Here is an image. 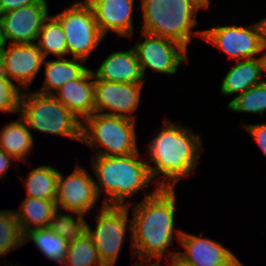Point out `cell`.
<instances>
[{
    "label": "cell",
    "mask_w": 266,
    "mask_h": 266,
    "mask_svg": "<svg viewBox=\"0 0 266 266\" xmlns=\"http://www.w3.org/2000/svg\"><path fill=\"white\" fill-rule=\"evenodd\" d=\"M202 147L200 135L166 119L161 131L147 145L150 157L147 163L153 183L157 182L155 185L159 188H175L178 181L195 172ZM150 162L155 165L152 166ZM159 175L164 177L163 181Z\"/></svg>",
    "instance_id": "2"
},
{
    "label": "cell",
    "mask_w": 266,
    "mask_h": 266,
    "mask_svg": "<svg viewBox=\"0 0 266 266\" xmlns=\"http://www.w3.org/2000/svg\"><path fill=\"white\" fill-rule=\"evenodd\" d=\"M48 4L46 0H0V14L17 10L22 6Z\"/></svg>",
    "instance_id": "32"
},
{
    "label": "cell",
    "mask_w": 266,
    "mask_h": 266,
    "mask_svg": "<svg viewBox=\"0 0 266 266\" xmlns=\"http://www.w3.org/2000/svg\"><path fill=\"white\" fill-rule=\"evenodd\" d=\"M23 91L0 70V112L19 114Z\"/></svg>",
    "instance_id": "30"
},
{
    "label": "cell",
    "mask_w": 266,
    "mask_h": 266,
    "mask_svg": "<svg viewBox=\"0 0 266 266\" xmlns=\"http://www.w3.org/2000/svg\"><path fill=\"white\" fill-rule=\"evenodd\" d=\"M135 124L132 119L95 112L82 121L81 143L96 151L93 156L131 155L140 151Z\"/></svg>",
    "instance_id": "6"
},
{
    "label": "cell",
    "mask_w": 266,
    "mask_h": 266,
    "mask_svg": "<svg viewBox=\"0 0 266 266\" xmlns=\"http://www.w3.org/2000/svg\"><path fill=\"white\" fill-rule=\"evenodd\" d=\"M141 37L144 41L133 48L143 77L147 68L160 74L173 75L180 64L188 60V50L173 40L143 31Z\"/></svg>",
    "instance_id": "10"
},
{
    "label": "cell",
    "mask_w": 266,
    "mask_h": 266,
    "mask_svg": "<svg viewBox=\"0 0 266 266\" xmlns=\"http://www.w3.org/2000/svg\"><path fill=\"white\" fill-rule=\"evenodd\" d=\"M143 83H117L94 80L95 112L136 121L133 112L140 105Z\"/></svg>",
    "instance_id": "12"
},
{
    "label": "cell",
    "mask_w": 266,
    "mask_h": 266,
    "mask_svg": "<svg viewBox=\"0 0 266 266\" xmlns=\"http://www.w3.org/2000/svg\"><path fill=\"white\" fill-rule=\"evenodd\" d=\"M53 96L83 121L95 113L94 74L89 69L81 78L68 81Z\"/></svg>",
    "instance_id": "17"
},
{
    "label": "cell",
    "mask_w": 266,
    "mask_h": 266,
    "mask_svg": "<svg viewBox=\"0 0 266 266\" xmlns=\"http://www.w3.org/2000/svg\"><path fill=\"white\" fill-rule=\"evenodd\" d=\"M92 7L97 26L106 37L108 31L118 37L132 38L134 34V0H86Z\"/></svg>",
    "instance_id": "16"
},
{
    "label": "cell",
    "mask_w": 266,
    "mask_h": 266,
    "mask_svg": "<svg viewBox=\"0 0 266 266\" xmlns=\"http://www.w3.org/2000/svg\"><path fill=\"white\" fill-rule=\"evenodd\" d=\"M169 266H185V265L181 263L178 259L174 258L171 259Z\"/></svg>",
    "instance_id": "37"
},
{
    "label": "cell",
    "mask_w": 266,
    "mask_h": 266,
    "mask_svg": "<svg viewBox=\"0 0 266 266\" xmlns=\"http://www.w3.org/2000/svg\"><path fill=\"white\" fill-rule=\"evenodd\" d=\"M45 58L36 43L9 44L2 52L1 71L25 91L31 85Z\"/></svg>",
    "instance_id": "15"
},
{
    "label": "cell",
    "mask_w": 266,
    "mask_h": 266,
    "mask_svg": "<svg viewBox=\"0 0 266 266\" xmlns=\"http://www.w3.org/2000/svg\"><path fill=\"white\" fill-rule=\"evenodd\" d=\"M91 159V168L97 177L94 181L97 194L99 198L103 192L106 195L104 205L128 206L124 201L143 188L148 189L153 181L140 151L124 156H92Z\"/></svg>",
    "instance_id": "3"
},
{
    "label": "cell",
    "mask_w": 266,
    "mask_h": 266,
    "mask_svg": "<svg viewBox=\"0 0 266 266\" xmlns=\"http://www.w3.org/2000/svg\"><path fill=\"white\" fill-rule=\"evenodd\" d=\"M265 68L264 56L236 61L223 78L220 92L222 95L237 97L249 88L263 82L262 73Z\"/></svg>",
    "instance_id": "19"
},
{
    "label": "cell",
    "mask_w": 266,
    "mask_h": 266,
    "mask_svg": "<svg viewBox=\"0 0 266 266\" xmlns=\"http://www.w3.org/2000/svg\"><path fill=\"white\" fill-rule=\"evenodd\" d=\"M36 44L45 59L49 54L58 58L68 55L66 35L60 21L54 15H49L44 20Z\"/></svg>",
    "instance_id": "25"
},
{
    "label": "cell",
    "mask_w": 266,
    "mask_h": 266,
    "mask_svg": "<svg viewBox=\"0 0 266 266\" xmlns=\"http://www.w3.org/2000/svg\"><path fill=\"white\" fill-rule=\"evenodd\" d=\"M59 212L57 210L52 216L48 228L64 240L74 241L86 230L87 220L80 213L69 212V214H64Z\"/></svg>",
    "instance_id": "29"
},
{
    "label": "cell",
    "mask_w": 266,
    "mask_h": 266,
    "mask_svg": "<svg viewBox=\"0 0 266 266\" xmlns=\"http://www.w3.org/2000/svg\"><path fill=\"white\" fill-rule=\"evenodd\" d=\"M66 35L68 55L87 60L105 39L100 32L92 7L86 0H77L72 6L54 15Z\"/></svg>",
    "instance_id": "7"
},
{
    "label": "cell",
    "mask_w": 266,
    "mask_h": 266,
    "mask_svg": "<svg viewBox=\"0 0 266 266\" xmlns=\"http://www.w3.org/2000/svg\"><path fill=\"white\" fill-rule=\"evenodd\" d=\"M34 138L26 122L19 118L4 125L0 132V149L15 161H25L33 150Z\"/></svg>",
    "instance_id": "21"
},
{
    "label": "cell",
    "mask_w": 266,
    "mask_h": 266,
    "mask_svg": "<svg viewBox=\"0 0 266 266\" xmlns=\"http://www.w3.org/2000/svg\"><path fill=\"white\" fill-rule=\"evenodd\" d=\"M262 31H263V41L264 45L266 46V17L260 20Z\"/></svg>",
    "instance_id": "35"
},
{
    "label": "cell",
    "mask_w": 266,
    "mask_h": 266,
    "mask_svg": "<svg viewBox=\"0 0 266 266\" xmlns=\"http://www.w3.org/2000/svg\"><path fill=\"white\" fill-rule=\"evenodd\" d=\"M94 181L91 174L79 164L68 176L59 172L55 198L57 209L86 215L97 207L99 196Z\"/></svg>",
    "instance_id": "11"
},
{
    "label": "cell",
    "mask_w": 266,
    "mask_h": 266,
    "mask_svg": "<svg viewBox=\"0 0 266 266\" xmlns=\"http://www.w3.org/2000/svg\"><path fill=\"white\" fill-rule=\"evenodd\" d=\"M24 245V234L14 209L0 210V258Z\"/></svg>",
    "instance_id": "27"
},
{
    "label": "cell",
    "mask_w": 266,
    "mask_h": 266,
    "mask_svg": "<svg viewBox=\"0 0 266 266\" xmlns=\"http://www.w3.org/2000/svg\"><path fill=\"white\" fill-rule=\"evenodd\" d=\"M5 47H6V41H5V38H4L2 25L0 23V49H4Z\"/></svg>",
    "instance_id": "36"
},
{
    "label": "cell",
    "mask_w": 266,
    "mask_h": 266,
    "mask_svg": "<svg viewBox=\"0 0 266 266\" xmlns=\"http://www.w3.org/2000/svg\"><path fill=\"white\" fill-rule=\"evenodd\" d=\"M94 74V80L117 83H144L135 49L110 53Z\"/></svg>",
    "instance_id": "18"
},
{
    "label": "cell",
    "mask_w": 266,
    "mask_h": 266,
    "mask_svg": "<svg viewBox=\"0 0 266 266\" xmlns=\"http://www.w3.org/2000/svg\"><path fill=\"white\" fill-rule=\"evenodd\" d=\"M48 11L47 4H33L0 14L6 44L35 43Z\"/></svg>",
    "instance_id": "14"
},
{
    "label": "cell",
    "mask_w": 266,
    "mask_h": 266,
    "mask_svg": "<svg viewBox=\"0 0 266 266\" xmlns=\"http://www.w3.org/2000/svg\"><path fill=\"white\" fill-rule=\"evenodd\" d=\"M146 194L139 203L133 202L130 247L132 256L140 257L141 262H151L155 258L154 262L161 264L164 252L170 259L176 258L178 251H170L168 247L173 244L174 233L178 243L182 234V230L175 229V188L156 186L154 191Z\"/></svg>",
    "instance_id": "1"
},
{
    "label": "cell",
    "mask_w": 266,
    "mask_h": 266,
    "mask_svg": "<svg viewBox=\"0 0 266 266\" xmlns=\"http://www.w3.org/2000/svg\"><path fill=\"white\" fill-rule=\"evenodd\" d=\"M176 259L185 266H244L237 256L214 239L182 231Z\"/></svg>",
    "instance_id": "13"
},
{
    "label": "cell",
    "mask_w": 266,
    "mask_h": 266,
    "mask_svg": "<svg viewBox=\"0 0 266 266\" xmlns=\"http://www.w3.org/2000/svg\"><path fill=\"white\" fill-rule=\"evenodd\" d=\"M25 91L20 98L19 115L29 129L81 142L82 121L77 116L53 95Z\"/></svg>",
    "instance_id": "5"
},
{
    "label": "cell",
    "mask_w": 266,
    "mask_h": 266,
    "mask_svg": "<svg viewBox=\"0 0 266 266\" xmlns=\"http://www.w3.org/2000/svg\"><path fill=\"white\" fill-rule=\"evenodd\" d=\"M15 160L12 156L0 149V180L6 177V171L10 168L12 160Z\"/></svg>",
    "instance_id": "33"
},
{
    "label": "cell",
    "mask_w": 266,
    "mask_h": 266,
    "mask_svg": "<svg viewBox=\"0 0 266 266\" xmlns=\"http://www.w3.org/2000/svg\"><path fill=\"white\" fill-rule=\"evenodd\" d=\"M63 266H105L87 230L69 242Z\"/></svg>",
    "instance_id": "26"
},
{
    "label": "cell",
    "mask_w": 266,
    "mask_h": 266,
    "mask_svg": "<svg viewBox=\"0 0 266 266\" xmlns=\"http://www.w3.org/2000/svg\"><path fill=\"white\" fill-rule=\"evenodd\" d=\"M142 30L152 35L173 40L188 50L192 36L203 39L197 27L196 15L206 9L198 0H141Z\"/></svg>",
    "instance_id": "4"
},
{
    "label": "cell",
    "mask_w": 266,
    "mask_h": 266,
    "mask_svg": "<svg viewBox=\"0 0 266 266\" xmlns=\"http://www.w3.org/2000/svg\"><path fill=\"white\" fill-rule=\"evenodd\" d=\"M59 171L51 165L33 168L25 179L26 197L55 200Z\"/></svg>",
    "instance_id": "23"
},
{
    "label": "cell",
    "mask_w": 266,
    "mask_h": 266,
    "mask_svg": "<svg viewBox=\"0 0 266 266\" xmlns=\"http://www.w3.org/2000/svg\"><path fill=\"white\" fill-rule=\"evenodd\" d=\"M202 5H204L206 7V9H208L210 7V1L211 0H198Z\"/></svg>",
    "instance_id": "38"
},
{
    "label": "cell",
    "mask_w": 266,
    "mask_h": 266,
    "mask_svg": "<svg viewBox=\"0 0 266 266\" xmlns=\"http://www.w3.org/2000/svg\"><path fill=\"white\" fill-rule=\"evenodd\" d=\"M55 200L25 197L20 209H14L23 234L31 229L48 228L57 211Z\"/></svg>",
    "instance_id": "22"
},
{
    "label": "cell",
    "mask_w": 266,
    "mask_h": 266,
    "mask_svg": "<svg viewBox=\"0 0 266 266\" xmlns=\"http://www.w3.org/2000/svg\"><path fill=\"white\" fill-rule=\"evenodd\" d=\"M227 109L237 113L258 114L262 117L266 111V80L234 97L227 104Z\"/></svg>",
    "instance_id": "28"
},
{
    "label": "cell",
    "mask_w": 266,
    "mask_h": 266,
    "mask_svg": "<svg viewBox=\"0 0 266 266\" xmlns=\"http://www.w3.org/2000/svg\"><path fill=\"white\" fill-rule=\"evenodd\" d=\"M264 58H265V68H266V46H265V49H264Z\"/></svg>",
    "instance_id": "40"
},
{
    "label": "cell",
    "mask_w": 266,
    "mask_h": 266,
    "mask_svg": "<svg viewBox=\"0 0 266 266\" xmlns=\"http://www.w3.org/2000/svg\"><path fill=\"white\" fill-rule=\"evenodd\" d=\"M4 49H0V70L2 68V52Z\"/></svg>",
    "instance_id": "39"
},
{
    "label": "cell",
    "mask_w": 266,
    "mask_h": 266,
    "mask_svg": "<svg viewBox=\"0 0 266 266\" xmlns=\"http://www.w3.org/2000/svg\"><path fill=\"white\" fill-rule=\"evenodd\" d=\"M132 266H161V264L156 262H147V265L145 262H141L139 259L132 265Z\"/></svg>",
    "instance_id": "34"
},
{
    "label": "cell",
    "mask_w": 266,
    "mask_h": 266,
    "mask_svg": "<svg viewBox=\"0 0 266 266\" xmlns=\"http://www.w3.org/2000/svg\"><path fill=\"white\" fill-rule=\"evenodd\" d=\"M133 206H109L102 204L98 215L95 216V228L87 223L86 230L92 236L97 252L105 266H115L121 252L123 241L126 237V230L129 228L132 233V221L129 222V207Z\"/></svg>",
    "instance_id": "8"
},
{
    "label": "cell",
    "mask_w": 266,
    "mask_h": 266,
    "mask_svg": "<svg viewBox=\"0 0 266 266\" xmlns=\"http://www.w3.org/2000/svg\"><path fill=\"white\" fill-rule=\"evenodd\" d=\"M243 127L250 133L255 142L258 144L262 154L266 156V123L245 124Z\"/></svg>",
    "instance_id": "31"
},
{
    "label": "cell",
    "mask_w": 266,
    "mask_h": 266,
    "mask_svg": "<svg viewBox=\"0 0 266 266\" xmlns=\"http://www.w3.org/2000/svg\"><path fill=\"white\" fill-rule=\"evenodd\" d=\"M83 59L57 58L56 60H44L45 80L42 89L34 90L41 94L53 95L61 86L68 81L81 78L89 67L84 66Z\"/></svg>",
    "instance_id": "20"
},
{
    "label": "cell",
    "mask_w": 266,
    "mask_h": 266,
    "mask_svg": "<svg viewBox=\"0 0 266 266\" xmlns=\"http://www.w3.org/2000/svg\"><path fill=\"white\" fill-rule=\"evenodd\" d=\"M203 39L234 61L264 56L265 45L260 21L248 27L233 24L206 29L203 30Z\"/></svg>",
    "instance_id": "9"
},
{
    "label": "cell",
    "mask_w": 266,
    "mask_h": 266,
    "mask_svg": "<svg viewBox=\"0 0 266 266\" xmlns=\"http://www.w3.org/2000/svg\"><path fill=\"white\" fill-rule=\"evenodd\" d=\"M29 240L33 241L39 251L49 260L63 265L69 244L67 240H64L49 228L29 230L24 234V244Z\"/></svg>",
    "instance_id": "24"
}]
</instances>
